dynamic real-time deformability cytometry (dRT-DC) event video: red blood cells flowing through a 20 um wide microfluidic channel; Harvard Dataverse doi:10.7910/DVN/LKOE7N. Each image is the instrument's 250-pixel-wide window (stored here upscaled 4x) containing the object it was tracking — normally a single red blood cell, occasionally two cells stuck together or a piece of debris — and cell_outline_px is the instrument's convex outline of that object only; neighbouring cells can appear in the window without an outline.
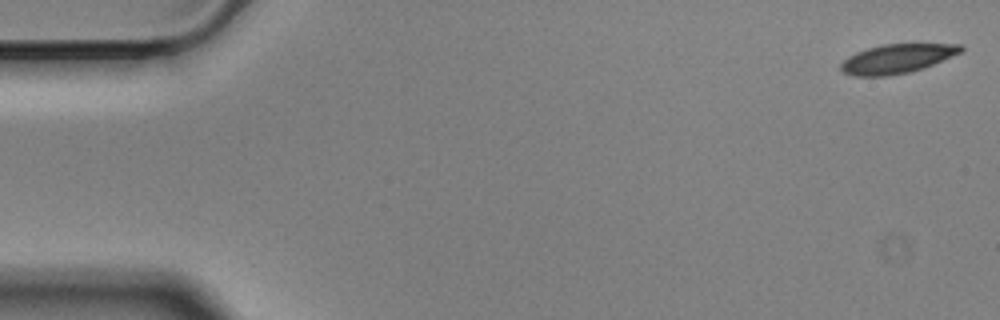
{"species": "Egyptian fruit bat (a non-hibernating species)", "species_latin": "Rousettus aegyptiacus", "temperature_condition": "cold", "stored_images_in_passage": 57, "camera_frame_rate_fps": 3000, "um_per_image_px": 0.085, "animal": {"sex": "male"}, "frame": {"image": 1, "passage_image": 1, "time_ms": 0.0, "image_size_px": [1000, 320], "cell_outline_px": [[964, 48], [960, 52], [932, 64], [908, 72], [884, 76], [852, 76], [844, 72], [840, 68], [840, 64], [848, 56], [856, 52], [868, 48], [884, 44], [960, 44]], "centroid_in_image_um": [76.18, 4.98], "position_along_channel_um": 8.8, "area_um2": 19.94}}
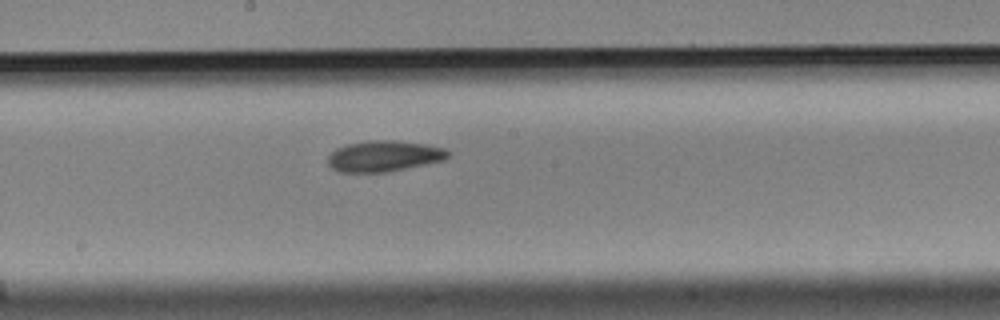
{"frame": {"image": 2, "passage_image": 30, "time_ms": 9.667, "image_size_px": [1000, 320], "cell_outline_px": [[452, 152], [444, 160], [428, 164], [388, 172], [336, 172], [328, 164], [328, 156], [336, 148], [348, 144], [368, 140], [392, 140], [424, 144], [444, 148]], "centroid_in_image_um": [32.64, 13.27], "position_along_channel_um": 215.6, "area_um2": 21.79}}
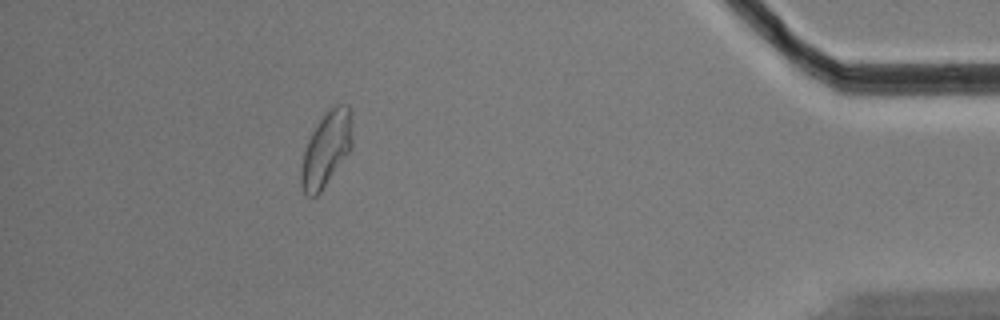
{"frame": {"image": 3, "passage_image": 51, "time_ms": 16.667, "image_size_px": [1000, 320], "cell_outline_px": [[352, 148], [320, 192], [316, 196], [304, 196], [300, 184], [300, 168], [304, 152], [308, 140], [312, 132], [320, 120], [332, 108], [340, 104], [348, 104], [352, 140]], "centroid_in_image_um": [27.69, 12.75], "position_along_channel_um": 407.5, "area_um2": 21.79}, "authors_computed_cell_mechanics": {"area_um2": 21.6172, "velocity_mm_per_s": 3.496, "shape_relaxation_time_tau1_ms": 6.5172, "shape_relaxation_time_tau2_ms": 5.6337, "deformation_change_tau1": 0.1563, "deformation_change_tau2": 0.1048}}